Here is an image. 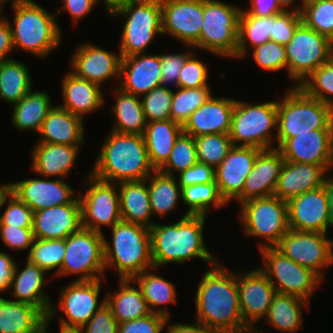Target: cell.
Listing matches in <instances>:
<instances>
[{
    "instance_id": "6da1fadb",
    "label": "cell",
    "mask_w": 333,
    "mask_h": 333,
    "mask_svg": "<svg viewBox=\"0 0 333 333\" xmlns=\"http://www.w3.org/2000/svg\"><path fill=\"white\" fill-rule=\"evenodd\" d=\"M209 269L195 291V321L213 333H252L241 317L236 274L219 262Z\"/></svg>"
},
{
    "instance_id": "7a4b0ae2",
    "label": "cell",
    "mask_w": 333,
    "mask_h": 333,
    "mask_svg": "<svg viewBox=\"0 0 333 333\" xmlns=\"http://www.w3.org/2000/svg\"><path fill=\"white\" fill-rule=\"evenodd\" d=\"M206 217L185 213L174 223H155L150 228L153 266L158 269L166 264L182 265L194 258L209 262L210 266L216 264L218 260L209 252L204 241Z\"/></svg>"
},
{
    "instance_id": "3957f363",
    "label": "cell",
    "mask_w": 333,
    "mask_h": 333,
    "mask_svg": "<svg viewBox=\"0 0 333 333\" xmlns=\"http://www.w3.org/2000/svg\"><path fill=\"white\" fill-rule=\"evenodd\" d=\"M89 173L109 182L147 179L155 171L150 164L143 135L110 129Z\"/></svg>"
},
{
    "instance_id": "277c9868",
    "label": "cell",
    "mask_w": 333,
    "mask_h": 333,
    "mask_svg": "<svg viewBox=\"0 0 333 333\" xmlns=\"http://www.w3.org/2000/svg\"><path fill=\"white\" fill-rule=\"evenodd\" d=\"M10 1L15 11L13 21H9L14 49L45 58L60 46L62 30L55 19L56 14H51L34 0Z\"/></svg>"
},
{
    "instance_id": "5b68a950",
    "label": "cell",
    "mask_w": 333,
    "mask_h": 333,
    "mask_svg": "<svg viewBox=\"0 0 333 333\" xmlns=\"http://www.w3.org/2000/svg\"><path fill=\"white\" fill-rule=\"evenodd\" d=\"M112 244L104 236L106 271H118V279H133L145 270L154 268L151 255L150 228L120 221L112 228Z\"/></svg>"
},
{
    "instance_id": "8992f818",
    "label": "cell",
    "mask_w": 333,
    "mask_h": 333,
    "mask_svg": "<svg viewBox=\"0 0 333 333\" xmlns=\"http://www.w3.org/2000/svg\"><path fill=\"white\" fill-rule=\"evenodd\" d=\"M276 140L279 148L287 139L316 129H333V108L308 96L299 86L290 87L277 100Z\"/></svg>"
},
{
    "instance_id": "52a82bcc",
    "label": "cell",
    "mask_w": 333,
    "mask_h": 333,
    "mask_svg": "<svg viewBox=\"0 0 333 333\" xmlns=\"http://www.w3.org/2000/svg\"><path fill=\"white\" fill-rule=\"evenodd\" d=\"M124 17L119 53L121 57L146 53L157 35L162 33L160 0H136L118 7L109 17Z\"/></svg>"
},
{
    "instance_id": "ba28073f",
    "label": "cell",
    "mask_w": 333,
    "mask_h": 333,
    "mask_svg": "<svg viewBox=\"0 0 333 333\" xmlns=\"http://www.w3.org/2000/svg\"><path fill=\"white\" fill-rule=\"evenodd\" d=\"M277 122V100L258 104L235 100L229 136L234 146L271 149Z\"/></svg>"
},
{
    "instance_id": "9c48e42d",
    "label": "cell",
    "mask_w": 333,
    "mask_h": 333,
    "mask_svg": "<svg viewBox=\"0 0 333 333\" xmlns=\"http://www.w3.org/2000/svg\"><path fill=\"white\" fill-rule=\"evenodd\" d=\"M238 214L243 233L247 237L261 238L259 251L276 247L290 229L287 202L276 196L247 200L240 204Z\"/></svg>"
},
{
    "instance_id": "30bf717a",
    "label": "cell",
    "mask_w": 333,
    "mask_h": 333,
    "mask_svg": "<svg viewBox=\"0 0 333 333\" xmlns=\"http://www.w3.org/2000/svg\"><path fill=\"white\" fill-rule=\"evenodd\" d=\"M242 9L220 0H204L199 49L236 58Z\"/></svg>"
},
{
    "instance_id": "8fae6325",
    "label": "cell",
    "mask_w": 333,
    "mask_h": 333,
    "mask_svg": "<svg viewBox=\"0 0 333 333\" xmlns=\"http://www.w3.org/2000/svg\"><path fill=\"white\" fill-rule=\"evenodd\" d=\"M104 233L81 228L65 239V257L56 277L75 274L76 281L104 279Z\"/></svg>"
},
{
    "instance_id": "7c38bea8",
    "label": "cell",
    "mask_w": 333,
    "mask_h": 333,
    "mask_svg": "<svg viewBox=\"0 0 333 333\" xmlns=\"http://www.w3.org/2000/svg\"><path fill=\"white\" fill-rule=\"evenodd\" d=\"M287 76L295 86L311 75L319 66L329 61L333 54L332 41L301 22L288 44L285 45Z\"/></svg>"
},
{
    "instance_id": "4fadbf2b",
    "label": "cell",
    "mask_w": 333,
    "mask_h": 333,
    "mask_svg": "<svg viewBox=\"0 0 333 333\" xmlns=\"http://www.w3.org/2000/svg\"><path fill=\"white\" fill-rule=\"evenodd\" d=\"M260 254L264 267H259V269L277 292L311 301L312 293L323 281L317 273L284 256L275 247L264 248L260 250Z\"/></svg>"
},
{
    "instance_id": "5bb4252c",
    "label": "cell",
    "mask_w": 333,
    "mask_h": 333,
    "mask_svg": "<svg viewBox=\"0 0 333 333\" xmlns=\"http://www.w3.org/2000/svg\"><path fill=\"white\" fill-rule=\"evenodd\" d=\"M85 178L86 192L78 193L81 203L82 228L102 232L121 221L118 183L101 180L91 173Z\"/></svg>"
},
{
    "instance_id": "9a60e30c",
    "label": "cell",
    "mask_w": 333,
    "mask_h": 333,
    "mask_svg": "<svg viewBox=\"0 0 333 333\" xmlns=\"http://www.w3.org/2000/svg\"><path fill=\"white\" fill-rule=\"evenodd\" d=\"M325 233L289 229L275 247L284 256L307 267L324 279L325 269L333 265V239Z\"/></svg>"
},
{
    "instance_id": "2e32d148",
    "label": "cell",
    "mask_w": 333,
    "mask_h": 333,
    "mask_svg": "<svg viewBox=\"0 0 333 333\" xmlns=\"http://www.w3.org/2000/svg\"><path fill=\"white\" fill-rule=\"evenodd\" d=\"M104 279L72 281L61 288L58 306L66 318L59 317V331H78L105 304L99 302L101 283Z\"/></svg>"
},
{
    "instance_id": "e0dca14e",
    "label": "cell",
    "mask_w": 333,
    "mask_h": 333,
    "mask_svg": "<svg viewBox=\"0 0 333 333\" xmlns=\"http://www.w3.org/2000/svg\"><path fill=\"white\" fill-rule=\"evenodd\" d=\"M162 33L176 38L186 47L199 49L204 0H160Z\"/></svg>"
},
{
    "instance_id": "ac0fdd59",
    "label": "cell",
    "mask_w": 333,
    "mask_h": 333,
    "mask_svg": "<svg viewBox=\"0 0 333 333\" xmlns=\"http://www.w3.org/2000/svg\"><path fill=\"white\" fill-rule=\"evenodd\" d=\"M236 276L241 317L252 333H259L262 330L255 327L254 323L267 316L277 291L259 268L244 274L236 273Z\"/></svg>"
},
{
    "instance_id": "d6986e66",
    "label": "cell",
    "mask_w": 333,
    "mask_h": 333,
    "mask_svg": "<svg viewBox=\"0 0 333 333\" xmlns=\"http://www.w3.org/2000/svg\"><path fill=\"white\" fill-rule=\"evenodd\" d=\"M287 208L291 230L328 234V229L333 227L325 184L290 199Z\"/></svg>"
},
{
    "instance_id": "ffe728a7",
    "label": "cell",
    "mask_w": 333,
    "mask_h": 333,
    "mask_svg": "<svg viewBox=\"0 0 333 333\" xmlns=\"http://www.w3.org/2000/svg\"><path fill=\"white\" fill-rule=\"evenodd\" d=\"M70 59L71 73L76 77L99 85L109 79H120L121 54L110 52L88 41L75 49Z\"/></svg>"
},
{
    "instance_id": "44dd1931",
    "label": "cell",
    "mask_w": 333,
    "mask_h": 333,
    "mask_svg": "<svg viewBox=\"0 0 333 333\" xmlns=\"http://www.w3.org/2000/svg\"><path fill=\"white\" fill-rule=\"evenodd\" d=\"M286 161L311 163L333 171V129H316L287 139L279 148Z\"/></svg>"
},
{
    "instance_id": "7402d4cb",
    "label": "cell",
    "mask_w": 333,
    "mask_h": 333,
    "mask_svg": "<svg viewBox=\"0 0 333 333\" xmlns=\"http://www.w3.org/2000/svg\"><path fill=\"white\" fill-rule=\"evenodd\" d=\"M29 178L12 183V193L33 212L72 203L74 189L63 179Z\"/></svg>"
},
{
    "instance_id": "603a6c76",
    "label": "cell",
    "mask_w": 333,
    "mask_h": 333,
    "mask_svg": "<svg viewBox=\"0 0 333 333\" xmlns=\"http://www.w3.org/2000/svg\"><path fill=\"white\" fill-rule=\"evenodd\" d=\"M260 151L250 146H233L215 169V181L227 205L242 193L244 182L253 169Z\"/></svg>"
},
{
    "instance_id": "cb8c5ba5",
    "label": "cell",
    "mask_w": 333,
    "mask_h": 333,
    "mask_svg": "<svg viewBox=\"0 0 333 333\" xmlns=\"http://www.w3.org/2000/svg\"><path fill=\"white\" fill-rule=\"evenodd\" d=\"M25 263L22 270H19V265L15 264L10 288L13 287L12 292L16 300H11L37 307L47 317L49 327V323L58 316V309L52 303L49 294L43 292L46 284L45 276L48 273L28 259Z\"/></svg>"
},
{
    "instance_id": "d4e9b609",
    "label": "cell",
    "mask_w": 333,
    "mask_h": 333,
    "mask_svg": "<svg viewBox=\"0 0 333 333\" xmlns=\"http://www.w3.org/2000/svg\"><path fill=\"white\" fill-rule=\"evenodd\" d=\"M160 54L138 53L122 57L118 87L142 97L161 85Z\"/></svg>"
},
{
    "instance_id": "484cf974",
    "label": "cell",
    "mask_w": 333,
    "mask_h": 333,
    "mask_svg": "<svg viewBox=\"0 0 333 333\" xmlns=\"http://www.w3.org/2000/svg\"><path fill=\"white\" fill-rule=\"evenodd\" d=\"M81 228L79 195L72 203L33 212L32 230L35 239H66Z\"/></svg>"
},
{
    "instance_id": "4316f807",
    "label": "cell",
    "mask_w": 333,
    "mask_h": 333,
    "mask_svg": "<svg viewBox=\"0 0 333 333\" xmlns=\"http://www.w3.org/2000/svg\"><path fill=\"white\" fill-rule=\"evenodd\" d=\"M284 161L282 153L276 147L261 150L244 182L242 193L235 200L241 204L254 198L274 196Z\"/></svg>"
},
{
    "instance_id": "83f0119b",
    "label": "cell",
    "mask_w": 333,
    "mask_h": 333,
    "mask_svg": "<svg viewBox=\"0 0 333 333\" xmlns=\"http://www.w3.org/2000/svg\"><path fill=\"white\" fill-rule=\"evenodd\" d=\"M235 100L210 97L193 112L185 123L183 133L193 137L207 134H229Z\"/></svg>"
},
{
    "instance_id": "f1b7e54d",
    "label": "cell",
    "mask_w": 333,
    "mask_h": 333,
    "mask_svg": "<svg viewBox=\"0 0 333 333\" xmlns=\"http://www.w3.org/2000/svg\"><path fill=\"white\" fill-rule=\"evenodd\" d=\"M329 173L323 166L284 161L274 196L284 201L324 185Z\"/></svg>"
},
{
    "instance_id": "f546056e",
    "label": "cell",
    "mask_w": 333,
    "mask_h": 333,
    "mask_svg": "<svg viewBox=\"0 0 333 333\" xmlns=\"http://www.w3.org/2000/svg\"><path fill=\"white\" fill-rule=\"evenodd\" d=\"M80 145L36 143L32 149L31 170L42 177H68L78 157Z\"/></svg>"
},
{
    "instance_id": "4dcf8cb0",
    "label": "cell",
    "mask_w": 333,
    "mask_h": 333,
    "mask_svg": "<svg viewBox=\"0 0 333 333\" xmlns=\"http://www.w3.org/2000/svg\"><path fill=\"white\" fill-rule=\"evenodd\" d=\"M64 103L59 105L65 110L84 119L86 114L103 108L105 97L99 85L80 79L69 72L62 79Z\"/></svg>"
},
{
    "instance_id": "1f68e13d",
    "label": "cell",
    "mask_w": 333,
    "mask_h": 333,
    "mask_svg": "<svg viewBox=\"0 0 333 333\" xmlns=\"http://www.w3.org/2000/svg\"><path fill=\"white\" fill-rule=\"evenodd\" d=\"M84 119L59 105L54 106L41 125V135L36 143L82 145L84 142Z\"/></svg>"
},
{
    "instance_id": "d6a6232c",
    "label": "cell",
    "mask_w": 333,
    "mask_h": 333,
    "mask_svg": "<svg viewBox=\"0 0 333 333\" xmlns=\"http://www.w3.org/2000/svg\"><path fill=\"white\" fill-rule=\"evenodd\" d=\"M121 221L151 228L153 217L147 179L118 183Z\"/></svg>"
},
{
    "instance_id": "836d02e7",
    "label": "cell",
    "mask_w": 333,
    "mask_h": 333,
    "mask_svg": "<svg viewBox=\"0 0 333 333\" xmlns=\"http://www.w3.org/2000/svg\"><path fill=\"white\" fill-rule=\"evenodd\" d=\"M46 326L37 307L0 296V333H39Z\"/></svg>"
},
{
    "instance_id": "e575fe53",
    "label": "cell",
    "mask_w": 333,
    "mask_h": 333,
    "mask_svg": "<svg viewBox=\"0 0 333 333\" xmlns=\"http://www.w3.org/2000/svg\"><path fill=\"white\" fill-rule=\"evenodd\" d=\"M118 292L105 296L106 304L118 324L139 319L151 314V310L143 297L140 287L133 279H119Z\"/></svg>"
},
{
    "instance_id": "d590c367",
    "label": "cell",
    "mask_w": 333,
    "mask_h": 333,
    "mask_svg": "<svg viewBox=\"0 0 333 333\" xmlns=\"http://www.w3.org/2000/svg\"><path fill=\"white\" fill-rule=\"evenodd\" d=\"M182 132V126L171 119L147 122L143 138L150 164L155 170L167 161L176 139Z\"/></svg>"
},
{
    "instance_id": "8d00e7d4",
    "label": "cell",
    "mask_w": 333,
    "mask_h": 333,
    "mask_svg": "<svg viewBox=\"0 0 333 333\" xmlns=\"http://www.w3.org/2000/svg\"><path fill=\"white\" fill-rule=\"evenodd\" d=\"M310 302L290 294L277 292L269 307L264 323L269 324L281 333H296L303 327V308Z\"/></svg>"
},
{
    "instance_id": "74e56055",
    "label": "cell",
    "mask_w": 333,
    "mask_h": 333,
    "mask_svg": "<svg viewBox=\"0 0 333 333\" xmlns=\"http://www.w3.org/2000/svg\"><path fill=\"white\" fill-rule=\"evenodd\" d=\"M111 92L116 99L112 106L115 121L112 131L124 134L143 135L147 126L141 97L127 93L119 87H114Z\"/></svg>"
},
{
    "instance_id": "f35d334b",
    "label": "cell",
    "mask_w": 333,
    "mask_h": 333,
    "mask_svg": "<svg viewBox=\"0 0 333 333\" xmlns=\"http://www.w3.org/2000/svg\"><path fill=\"white\" fill-rule=\"evenodd\" d=\"M52 100L46 91H33L31 89L25 97L13 105L12 126L20 131H35L38 133L42 122L50 110Z\"/></svg>"
},
{
    "instance_id": "ab89813d",
    "label": "cell",
    "mask_w": 333,
    "mask_h": 333,
    "mask_svg": "<svg viewBox=\"0 0 333 333\" xmlns=\"http://www.w3.org/2000/svg\"><path fill=\"white\" fill-rule=\"evenodd\" d=\"M152 270L157 271L155 267L145 270L136 275L133 280L140 287L151 312L170 318V312L162 308L161 305L177 302L176 288L171 281L162 278L161 275L159 276Z\"/></svg>"
},
{
    "instance_id": "60d3db41",
    "label": "cell",
    "mask_w": 333,
    "mask_h": 333,
    "mask_svg": "<svg viewBox=\"0 0 333 333\" xmlns=\"http://www.w3.org/2000/svg\"><path fill=\"white\" fill-rule=\"evenodd\" d=\"M176 176L166 175L158 170L147 178L149 199L153 216L164 218L178 209L177 204L181 196V187Z\"/></svg>"
},
{
    "instance_id": "b9f144b4",
    "label": "cell",
    "mask_w": 333,
    "mask_h": 333,
    "mask_svg": "<svg viewBox=\"0 0 333 333\" xmlns=\"http://www.w3.org/2000/svg\"><path fill=\"white\" fill-rule=\"evenodd\" d=\"M30 70L24 63L8 59L0 62V99L10 105L22 100L32 89Z\"/></svg>"
},
{
    "instance_id": "7bdbcfd3",
    "label": "cell",
    "mask_w": 333,
    "mask_h": 333,
    "mask_svg": "<svg viewBox=\"0 0 333 333\" xmlns=\"http://www.w3.org/2000/svg\"><path fill=\"white\" fill-rule=\"evenodd\" d=\"M272 16L257 17L241 14L236 59H242L249 53V44L253 49L270 40Z\"/></svg>"
},
{
    "instance_id": "ee69618b",
    "label": "cell",
    "mask_w": 333,
    "mask_h": 333,
    "mask_svg": "<svg viewBox=\"0 0 333 333\" xmlns=\"http://www.w3.org/2000/svg\"><path fill=\"white\" fill-rule=\"evenodd\" d=\"M183 205L189 207L188 215L207 216L211 208H223L227 203L221 197L216 181L207 184H195L181 189Z\"/></svg>"
},
{
    "instance_id": "f6af8a7d",
    "label": "cell",
    "mask_w": 333,
    "mask_h": 333,
    "mask_svg": "<svg viewBox=\"0 0 333 333\" xmlns=\"http://www.w3.org/2000/svg\"><path fill=\"white\" fill-rule=\"evenodd\" d=\"M176 89L173 90L170 117L183 127L190 115L212 96V92L209 87Z\"/></svg>"
},
{
    "instance_id": "bcb514c9",
    "label": "cell",
    "mask_w": 333,
    "mask_h": 333,
    "mask_svg": "<svg viewBox=\"0 0 333 333\" xmlns=\"http://www.w3.org/2000/svg\"><path fill=\"white\" fill-rule=\"evenodd\" d=\"M65 257V239H34L27 258L31 263L56 276ZM57 269V270H56Z\"/></svg>"
},
{
    "instance_id": "7dc6e473",
    "label": "cell",
    "mask_w": 333,
    "mask_h": 333,
    "mask_svg": "<svg viewBox=\"0 0 333 333\" xmlns=\"http://www.w3.org/2000/svg\"><path fill=\"white\" fill-rule=\"evenodd\" d=\"M197 159L216 169L234 146L229 134H207L194 137Z\"/></svg>"
},
{
    "instance_id": "c3c4849f",
    "label": "cell",
    "mask_w": 333,
    "mask_h": 333,
    "mask_svg": "<svg viewBox=\"0 0 333 333\" xmlns=\"http://www.w3.org/2000/svg\"><path fill=\"white\" fill-rule=\"evenodd\" d=\"M197 162L195 139L193 136L182 132L176 139L169 158L158 171L175 176V172L180 173L187 170Z\"/></svg>"
},
{
    "instance_id": "681fc988",
    "label": "cell",
    "mask_w": 333,
    "mask_h": 333,
    "mask_svg": "<svg viewBox=\"0 0 333 333\" xmlns=\"http://www.w3.org/2000/svg\"><path fill=\"white\" fill-rule=\"evenodd\" d=\"M299 87L308 96L333 108V64L328 61L319 66Z\"/></svg>"
},
{
    "instance_id": "f907efd6",
    "label": "cell",
    "mask_w": 333,
    "mask_h": 333,
    "mask_svg": "<svg viewBox=\"0 0 333 333\" xmlns=\"http://www.w3.org/2000/svg\"><path fill=\"white\" fill-rule=\"evenodd\" d=\"M300 14L305 25L328 37L333 43V0L302 6Z\"/></svg>"
},
{
    "instance_id": "816d5d0a",
    "label": "cell",
    "mask_w": 333,
    "mask_h": 333,
    "mask_svg": "<svg viewBox=\"0 0 333 333\" xmlns=\"http://www.w3.org/2000/svg\"><path fill=\"white\" fill-rule=\"evenodd\" d=\"M173 90L170 87L158 86L142 96V105L147 122L171 119Z\"/></svg>"
},
{
    "instance_id": "f5cc1de1",
    "label": "cell",
    "mask_w": 333,
    "mask_h": 333,
    "mask_svg": "<svg viewBox=\"0 0 333 333\" xmlns=\"http://www.w3.org/2000/svg\"><path fill=\"white\" fill-rule=\"evenodd\" d=\"M252 50L254 61L264 71L276 72L282 69L287 71L285 46L269 40Z\"/></svg>"
},
{
    "instance_id": "db71d44e",
    "label": "cell",
    "mask_w": 333,
    "mask_h": 333,
    "mask_svg": "<svg viewBox=\"0 0 333 333\" xmlns=\"http://www.w3.org/2000/svg\"><path fill=\"white\" fill-rule=\"evenodd\" d=\"M7 205L0 217V225H11L21 228H32L33 210L15 194L11 193L4 201Z\"/></svg>"
},
{
    "instance_id": "11a10c76",
    "label": "cell",
    "mask_w": 333,
    "mask_h": 333,
    "mask_svg": "<svg viewBox=\"0 0 333 333\" xmlns=\"http://www.w3.org/2000/svg\"><path fill=\"white\" fill-rule=\"evenodd\" d=\"M195 52L186 60L185 65L182 67L178 79V88H199L209 87L208 68L202 60L197 59Z\"/></svg>"
},
{
    "instance_id": "9f6ffc18",
    "label": "cell",
    "mask_w": 333,
    "mask_h": 333,
    "mask_svg": "<svg viewBox=\"0 0 333 333\" xmlns=\"http://www.w3.org/2000/svg\"><path fill=\"white\" fill-rule=\"evenodd\" d=\"M302 22L300 12L284 11L272 15V32L270 40L285 46L290 42L297 26Z\"/></svg>"
},
{
    "instance_id": "6f0895ef",
    "label": "cell",
    "mask_w": 333,
    "mask_h": 333,
    "mask_svg": "<svg viewBox=\"0 0 333 333\" xmlns=\"http://www.w3.org/2000/svg\"><path fill=\"white\" fill-rule=\"evenodd\" d=\"M189 51L182 53L160 54L161 62V86L168 87L173 85L178 87V79L182 72V67L185 65L186 60L194 53V48L189 46ZM192 49V50H191Z\"/></svg>"
},
{
    "instance_id": "680465c9",
    "label": "cell",
    "mask_w": 333,
    "mask_h": 333,
    "mask_svg": "<svg viewBox=\"0 0 333 333\" xmlns=\"http://www.w3.org/2000/svg\"><path fill=\"white\" fill-rule=\"evenodd\" d=\"M169 318L151 313L145 317L118 324V333H161Z\"/></svg>"
},
{
    "instance_id": "91938a15",
    "label": "cell",
    "mask_w": 333,
    "mask_h": 333,
    "mask_svg": "<svg viewBox=\"0 0 333 333\" xmlns=\"http://www.w3.org/2000/svg\"><path fill=\"white\" fill-rule=\"evenodd\" d=\"M1 241L11 250H27L35 239L32 228H21L11 225H0Z\"/></svg>"
},
{
    "instance_id": "94428289",
    "label": "cell",
    "mask_w": 333,
    "mask_h": 333,
    "mask_svg": "<svg viewBox=\"0 0 333 333\" xmlns=\"http://www.w3.org/2000/svg\"><path fill=\"white\" fill-rule=\"evenodd\" d=\"M79 333H118V323L112 314L111 308L105 303L91 317V319L78 330Z\"/></svg>"
},
{
    "instance_id": "6125c7cd",
    "label": "cell",
    "mask_w": 333,
    "mask_h": 333,
    "mask_svg": "<svg viewBox=\"0 0 333 333\" xmlns=\"http://www.w3.org/2000/svg\"><path fill=\"white\" fill-rule=\"evenodd\" d=\"M215 180V169L205 163L197 162L192 167L179 173V186L185 188L195 184H207Z\"/></svg>"
},
{
    "instance_id": "be15d7a7",
    "label": "cell",
    "mask_w": 333,
    "mask_h": 333,
    "mask_svg": "<svg viewBox=\"0 0 333 333\" xmlns=\"http://www.w3.org/2000/svg\"><path fill=\"white\" fill-rule=\"evenodd\" d=\"M64 4L56 13L62 15L63 11H67L72 19V24L75 26L81 21L84 16L90 14L98 6V0H61Z\"/></svg>"
},
{
    "instance_id": "e7e4bbea",
    "label": "cell",
    "mask_w": 333,
    "mask_h": 333,
    "mask_svg": "<svg viewBox=\"0 0 333 333\" xmlns=\"http://www.w3.org/2000/svg\"><path fill=\"white\" fill-rule=\"evenodd\" d=\"M250 4L248 10L242 8L241 14L263 17L281 14L285 11L278 0H250Z\"/></svg>"
},
{
    "instance_id": "03108f58",
    "label": "cell",
    "mask_w": 333,
    "mask_h": 333,
    "mask_svg": "<svg viewBox=\"0 0 333 333\" xmlns=\"http://www.w3.org/2000/svg\"><path fill=\"white\" fill-rule=\"evenodd\" d=\"M13 50L12 31L9 24V18H5L2 16V12H0V62L11 59L8 55H10V52Z\"/></svg>"
},
{
    "instance_id": "003e7915",
    "label": "cell",
    "mask_w": 333,
    "mask_h": 333,
    "mask_svg": "<svg viewBox=\"0 0 333 333\" xmlns=\"http://www.w3.org/2000/svg\"><path fill=\"white\" fill-rule=\"evenodd\" d=\"M15 264L10 254L0 250V294L10 288Z\"/></svg>"
},
{
    "instance_id": "a7ac6f4b",
    "label": "cell",
    "mask_w": 333,
    "mask_h": 333,
    "mask_svg": "<svg viewBox=\"0 0 333 333\" xmlns=\"http://www.w3.org/2000/svg\"><path fill=\"white\" fill-rule=\"evenodd\" d=\"M171 319L169 318L167 324L168 329L166 333H213L205 325L201 324L198 321H193L191 324L187 323H170ZM170 323V324H169Z\"/></svg>"
},
{
    "instance_id": "89a4df30",
    "label": "cell",
    "mask_w": 333,
    "mask_h": 333,
    "mask_svg": "<svg viewBox=\"0 0 333 333\" xmlns=\"http://www.w3.org/2000/svg\"><path fill=\"white\" fill-rule=\"evenodd\" d=\"M324 184L328 200L330 218L333 223V171L330 172V174L329 173L327 174Z\"/></svg>"
},
{
    "instance_id": "2644e50d",
    "label": "cell",
    "mask_w": 333,
    "mask_h": 333,
    "mask_svg": "<svg viewBox=\"0 0 333 333\" xmlns=\"http://www.w3.org/2000/svg\"><path fill=\"white\" fill-rule=\"evenodd\" d=\"M131 1L136 0H103L108 15L118 7L128 4ZM99 2H101V0H98V5L100 4Z\"/></svg>"
},
{
    "instance_id": "8c879c8a",
    "label": "cell",
    "mask_w": 333,
    "mask_h": 333,
    "mask_svg": "<svg viewBox=\"0 0 333 333\" xmlns=\"http://www.w3.org/2000/svg\"><path fill=\"white\" fill-rule=\"evenodd\" d=\"M12 193V183L0 184V209L4 208L5 199ZM1 211V210H0Z\"/></svg>"
},
{
    "instance_id": "753ad0ef",
    "label": "cell",
    "mask_w": 333,
    "mask_h": 333,
    "mask_svg": "<svg viewBox=\"0 0 333 333\" xmlns=\"http://www.w3.org/2000/svg\"><path fill=\"white\" fill-rule=\"evenodd\" d=\"M278 1H279L280 6L285 11H288V10L289 11H296V12H300L301 11L302 5H300V3L299 4L296 3V1H299V0H278Z\"/></svg>"
},
{
    "instance_id": "34e18365",
    "label": "cell",
    "mask_w": 333,
    "mask_h": 333,
    "mask_svg": "<svg viewBox=\"0 0 333 333\" xmlns=\"http://www.w3.org/2000/svg\"><path fill=\"white\" fill-rule=\"evenodd\" d=\"M324 0H301L299 1L301 3L302 6H305L307 4H312V3H317V2H321Z\"/></svg>"
},
{
    "instance_id": "11e5206c",
    "label": "cell",
    "mask_w": 333,
    "mask_h": 333,
    "mask_svg": "<svg viewBox=\"0 0 333 333\" xmlns=\"http://www.w3.org/2000/svg\"><path fill=\"white\" fill-rule=\"evenodd\" d=\"M7 1H8V0H0V12L3 11L4 4H6ZM9 2H10V0H9Z\"/></svg>"
},
{
    "instance_id": "2a66077c",
    "label": "cell",
    "mask_w": 333,
    "mask_h": 333,
    "mask_svg": "<svg viewBox=\"0 0 333 333\" xmlns=\"http://www.w3.org/2000/svg\"><path fill=\"white\" fill-rule=\"evenodd\" d=\"M48 331V326H46L39 333H48Z\"/></svg>"
},
{
    "instance_id": "b9fcfbb0",
    "label": "cell",
    "mask_w": 333,
    "mask_h": 333,
    "mask_svg": "<svg viewBox=\"0 0 333 333\" xmlns=\"http://www.w3.org/2000/svg\"><path fill=\"white\" fill-rule=\"evenodd\" d=\"M59 333H79L78 331H59Z\"/></svg>"
},
{
    "instance_id": "09005b40",
    "label": "cell",
    "mask_w": 333,
    "mask_h": 333,
    "mask_svg": "<svg viewBox=\"0 0 333 333\" xmlns=\"http://www.w3.org/2000/svg\"><path fill=\"white\" fill-rule=\"evenodd\" d=\"M329 61L333 64V54L330 56Z\"/></svg>"
}]
</instances>
